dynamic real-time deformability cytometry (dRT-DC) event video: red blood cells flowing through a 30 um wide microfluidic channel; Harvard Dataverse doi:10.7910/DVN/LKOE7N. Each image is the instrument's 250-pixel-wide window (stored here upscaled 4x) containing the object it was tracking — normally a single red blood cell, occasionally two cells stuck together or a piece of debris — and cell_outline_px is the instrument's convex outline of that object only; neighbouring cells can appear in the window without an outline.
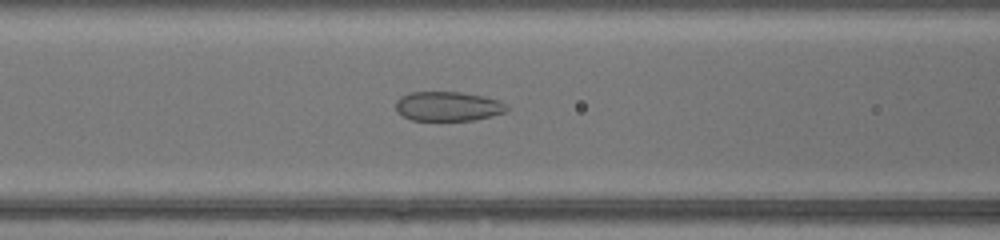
{"species": "common noctule bat (a hibernating species)", "species_latin": "Nyctalus noctula", "temperature_condition": "warm", "stored_images_in_passage": 17, "camera_frame_rate_fps": 3000, "um_per_image_px": 0.085, "animal": {"sex": "female", "body_mass_g": 17.0, "forearm_length_mm": 48.0}, "frame": {"image": 1, "passage_image": 7, "time_ms": 2.0, "image_size_px": [1000, 240], "cell_outline_px": [[508, 108], [504, 112], [472, 120], [412, 120], [396, 112], [396, 100], [400, 96], [412, 92], [460, 92], [500, 100], [508, 104]], "centroid_in_image_um": [38.05, 9.03], "position_along_channel_um": 128.6, "area_um2": 18.9}}
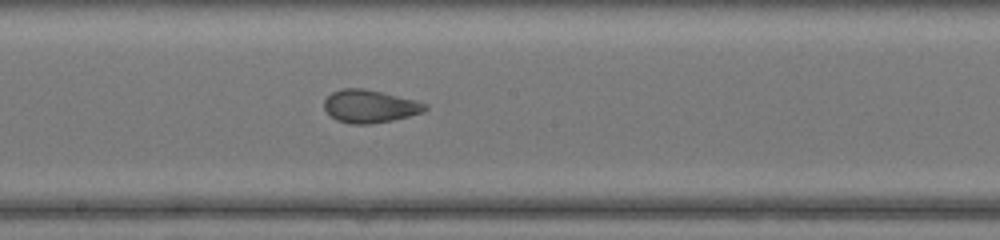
{"frame": {"image": 2, "passage_image": 13, "time_ms": 4.0, "image_size_px": [1000, 240], "cell_outline_px": [[428, 108], [424, 112], [392, 120], [368, 124], [352, 124], [336, 120], [324, 108], [324, 100], [332, 92], [340, 88], [364, 88], [416, 100], [428, 104]], "centroid_in_image_um": [31.44, 9.02], "position_along_channel_um": 216.8, "area_um2": 19.31}}
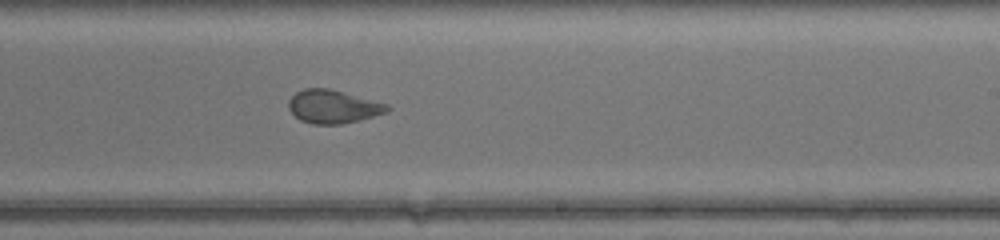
{"frame": {"image": 3, "passage_image": 16, "time_ms": 5.0, "image_size_px": [1000, 240], "cell_outline_px": [[392, 108], [388, 112], [360, 120], [340, 124], [312, 124], [300, 120], [288, 108], [288, 100], [296, 92], [304, 88], [328, 88], [388, 104]], "centroid_in_image_um": [28.32, 9.06], "position_along_channel_um": 260.7, "area_um2": 19.13}}